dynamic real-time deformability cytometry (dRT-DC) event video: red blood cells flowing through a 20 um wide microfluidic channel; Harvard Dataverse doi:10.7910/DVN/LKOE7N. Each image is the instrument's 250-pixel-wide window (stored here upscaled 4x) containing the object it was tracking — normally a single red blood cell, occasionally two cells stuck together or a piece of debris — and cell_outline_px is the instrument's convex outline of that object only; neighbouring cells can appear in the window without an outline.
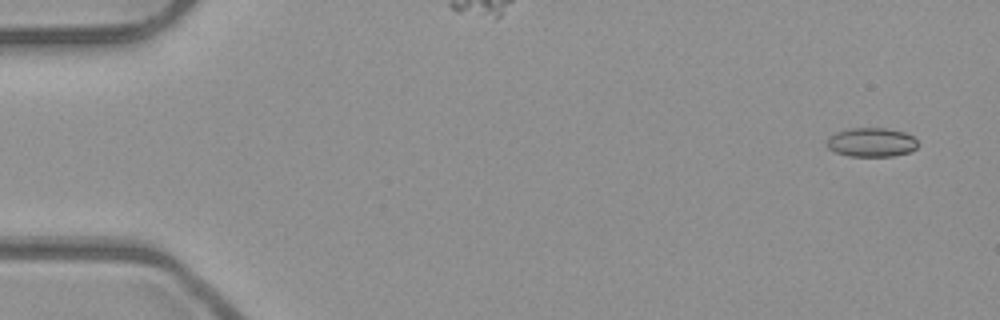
{"species": "common noctule bat (a hibernating species)", "species_latin": "Nyctalus noctula", "temperature_condition": "room temperature", "stored_images_in_passage": 6, "camera_frame_rate_fps": 3000, "um_per_image_px": 0.085, "animal": {"sex": "male", "body_mass_g": 23.1, "forearm_length_mm": 52.7}, "frame": {"image": 1, "passage_image": 1, "time_ms": 0.0, "image_size_px": [1000, 320], "cell_outline_px": [[916, 148], [912, 152], [892, 156], [848, 156], [836, 152], [828, 148], [824, 144], [836, 132], [852, 128], [888, 128], [904, 132], [912, 136], [916, 140]], "centroid_in_image_um": [74.08, 12.1], "position_along_channel_um": 10.9, "area_um2": 15.37}}
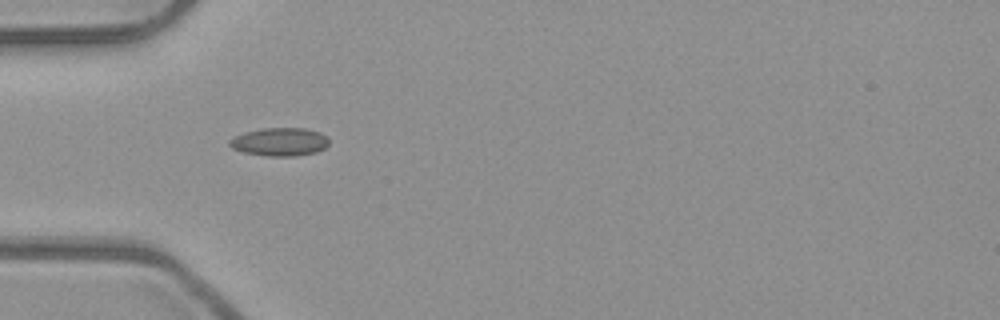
{"frame": {"image": 2, "passage_image": 5, "time_ms": 1.333, "image_size_px": [1000, 320], "cell_outline_px": [[328, 144], [324, 148], [316, 152], [296, 156], [268, 156], [244, 152], [232, 148], [228, 144], [228, 140], [232, 136], [244, 132], [264, 128], [304, 128], [320, 132], [328, 136]], "centroid_in_image_um": [23.76, 12.05], "position_along_channel_um": 61.2, "area_um2": 16.47}}
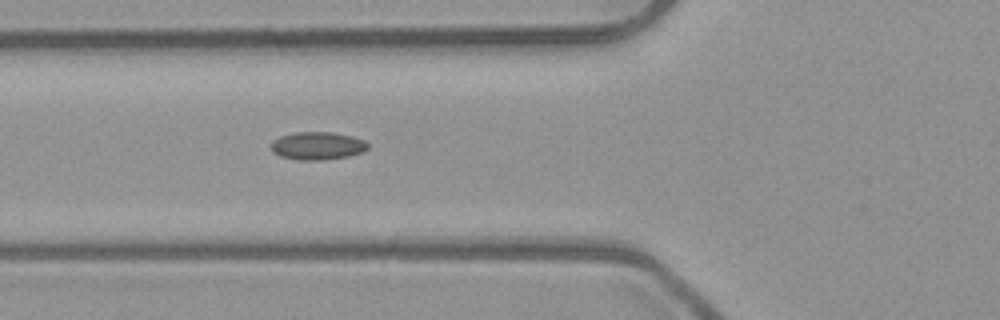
{"frame": {"image": 3, "passage_image": 6, "time_ms": 1.667, "image_size_px": [1000, 320], "cell_outline_px": [[368, 148], [360, 152], [348, 156], [324, 160], [296, 160], [280, 156], [272, 152], [272, 140], [280, 136], [296, 132], [332, 132], [352, 136], [364, 140], [368, 144]], "centroid_in_image_um": [26.96, 12.39], "position_along_channel_um": 98.8, "area_um2": 15.72}}